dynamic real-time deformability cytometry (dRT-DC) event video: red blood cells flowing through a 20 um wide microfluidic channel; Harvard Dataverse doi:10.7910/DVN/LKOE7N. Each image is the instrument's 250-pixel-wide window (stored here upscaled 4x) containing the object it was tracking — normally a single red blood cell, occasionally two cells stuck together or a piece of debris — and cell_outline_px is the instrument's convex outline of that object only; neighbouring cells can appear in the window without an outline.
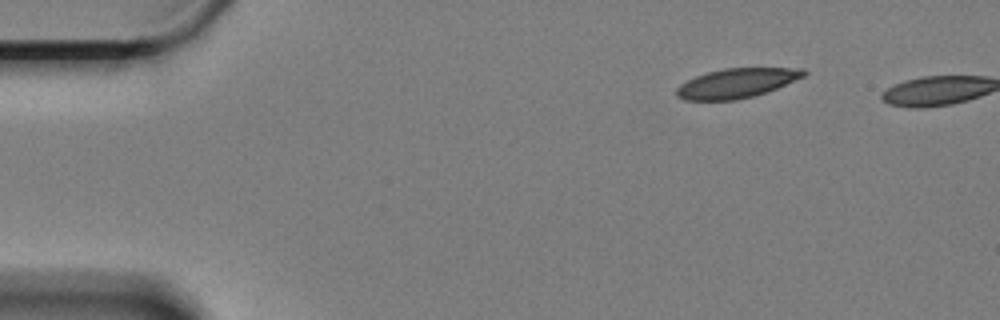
{"species": "Egyptian fruit bat (a non-hibernating species)", "species_latin": "Rousettus aegyptiacus", "temperature_condition": "cold", "stored_images_in_passage": 3, "camera_frame_rate_fps": 3000, "um_per_image_px": 0.085, "animal": {"sex": "female"}, "frame": {"image": 1, "passage_image": 1, "time_ms": 0.0, "image_size_px": [1000, 320], "cell_outline_px": [[808, 72], [804, 76], [768, 92], [736, 100], [684, 100], [676, 96], [676, 88], [680, 84], [696, 76], [708, 72], [724, 68], [804, 68]], "centroid_in_image_um": [62.61, 7.07], "position_along_channel_um": 22.4, "area_um2": 21.85}}